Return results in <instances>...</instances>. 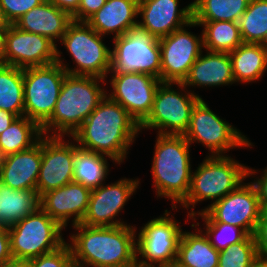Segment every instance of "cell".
Segmentation results:
<instances>
[{
  "instance_id": "cell-1",
  "label": "cell",
  "mask_w": 267,
  "mask_h": 267,
  "mask_svg": "<svg viewBox=\"0 0 267 267\" xmlns=\"http://www.w3.org/2000/svg\"><path fill=\"white\" fill-rule=\"evenodd\" d=\"M138 132L139 124L127 110L106 95L70 137L79 148L108 156L120 165Z\"/></svg>"
},
{
  "instance_id": "cell-2",
  "label": "cell",
  "mask_w": 267,
  "mask_h": 267,
  "mask_svg": "<svg viewBox=\"0 0 267 267\" xmlns=\"http://www.w3.org/2000/svg\"><path fill=\"white\" fill-rule=\"evenodd\" d=\"M77 233L68 243L74 264L87 267H135L137 265L136 227L73 226Z\"/></svg>"
},
{
  "instance_id": "cell-3",
  "label": "cell",
  "mask_w": 267,
  "mask_h": 267,
  "mask_svg": "<svg viewBox=\"0 0 267 267\" xmlns=\"http://www.w3.org/2000/svg\"><path fill=\"white\" fill-rule=\"evenodd\" d=\"M104 81L99 77L67 73L53 114L41 126L43 136H72L107 95L99 84L105 85ZM49 132L51 135H47Z\"/></svg>"
},
{
  "instance_id": "cell-4",
  "label": "cell",
  "mask_w": 267,
  "mask_h": 267,
  "mask_svg": "<svg viewBox=\"0 0 267 267\" xmlns=\"http://www.w3.org/2000/svg\"><path fill=\"white\" fill-rule=\"evenodd\" d=\"M190 143L183 135L158 134L151 167L157 197L172 200V209L188 195L191 184Z\"/></svg>"
},
{
  "instance_id": "cell-5",
  "label": "cell",
  "mask_w": 267,
  "mask_h": 267,
  "mask_svg": "<svg viewBox=\"0 0 267 267\" xmlns=\"http://www.w3.org/2000/svg\"><path fill=\"white\" fill-rule=\"evenodd\" d=\"M256 172L255 169H249L229 155H209L200 163L194 173H191L188 195L180 204L188 210L192 206L191 212H188V217L196 221L194 211L196 203L204 200H214L213 203H215Z\"/></svg>"
},
{
  "instance_id": "cell-6",
  "label": "cell",
  "mask_w": 267,
  "mask_h": 267,
  "mask_svg": "<svg viewBox=\"0 0 267 267\" xmlns=\"http://www.w3.org/2000/svg\"><path fill=\"white\" fill-rule=\"evenodd\" d=\"M86 22L72 21L60 42L73 58L76 67L69 68L62 61L61 51L57 48L56 63L68 74L94 76L106 79L111 70V50Z\"/></svg>"
},
{
  "instance_id": "cell-7",
  "label": "cell",
  "mask_w": 267,
  "mask_h": 267,
  "mask_svg": "<svg viewBox=\"0 0 267 267\" xmlns=\"http://www.w3.org/2000/svg\"><path fill=\"white\" fill-rule=\"evenodd\" d=\"M63 228L41 207L9 227L13 259L29 260L62 247Z\"/></svg>"
},
{
  "instance_id": "cell-8",
  "label": "cell",
  "mask_w": 267,
  "mask_h": 267,
  "mask_svg": "<svg viewBox=\"0 0 267 267\" xmlns=\"http://www.w3.org/2000/svg\"><path fill=\"white\" fill-rule=\"evenodd\" d=\"M174 85L184 94L172 89ZM186 88L183 83L161 82L148 117L139 125L140 132L152 128L159 130L158 134L184 135L190 124L192 109L202 98Z\"/></svg>"
},
{
  "instance_id": "cell-9",
  "label": "cell",
  "mask_w": 267,
  "mask_h": 267,
  "mask_svg": "<svg viewBox=\"0 0 267 267\" xmlns=\"http://www.w3.org/2000/svg\"><path fill=\"white\" fill-rule=\"evenodd\" d=\"M113 41L111 73H146L161 80L158 38L137 26Z\"/></svg>"
},
{
  "instance_id": "cell-10",
  "label": "cell",
  "mask_w": 267,
  "mask_h": 267,
  "mask_svg": "<svg viewBox=\"0 0 267 267\" xmlns=\"http://www.w3.org/2000/svg\"><path fill=\"white\" fill-rule=\"evenodd\" d=\"M217 116L200 98L194 105L184 137L190 143H201L210 156H224L230 149L250 147L252 143L240 130Z\"/></svg>"
},
{
  "instance_id": "cell-11",
  "label": "cell",
  "mask_w": 267,
  "mask_h": 267,
  "mask_svg": "<svg viewBox=\"0 0 267 267\" xmlns=\"http://www.w3.org/2000/svg\"><path fill=\"white\" fill-rule=\"evenodd\" d=\"M66 74L58 63L24 68V116L42 126L53 114Z\"/></svg>"
},
{
  "instance_id": "cell-12",
  "label": "cell",
  "mask_w": 267,
  "mask_h": 267,
  "mask_svg": "<svg viewBox=\"0 0 267 267\" xmlns=\"http://www.w3.org/2000/svg\"><path fill=\"white\" fill-rule=\"evenodd\" d=\"M165 210L163 216L151 219L141 228L136 239L137 265L140 267H163L176 261L178 245L182 235L180 225L169 217Z\"/></svg>"
},
{
  "instance_id": "cell-13",
  "label": "cell",
  "mask_w": 267,
  "mask_h": 267,
  "mask_svg": "<svg viewBox=\"0 0 267 267\" xmlns=\"http://www.w3.org/2000/svg\"><path fill=\"white\" fill-rule=\"evenodd\" d=\"M262 212L255 187L251 182H243L222 199L196 214L204 222L231 224L242 228L248 235H254Z\"/></svg>"
},
{
  "instance_id": "cell-14",
  "label": "cell",
  "mask_w": 267,
  "mask_h": 267,
  "mask_svg": "<svg viewBox=\"0 0 267 267\" xmlns=\"http://www.w3.org/2000/svg\"><path fill=\"white\" fill-rule=\"evenodd\" d=\"M184 27L159 38L162 82L183 83L191 66L202 53V34L196 36Z\"/></svg>"
},
{
  "instance_id": "cell-15",
  "label": "cell",
  "mask_w": 267,
  "mask_h": 267,
  "mask_svg": "<svg viewBox=\"0 0 267 267\" xmlns=\"http://www.w3.org/2000/svg\"><path fill=\"white\" fill-rule=\"evenodd\" d=\"M107 96L123 106L140 125L149 115L160 79L146 73H112Z\"/></svg>"
},
{
  "instance_id": "cell-16",
  "label": "cell",
  "mask_w": 267,
  "mask_h": 267,
  "mask_svg": "<svg viewBox=\"0 0 267 267\" xmlns=\"http://www.w3.org/2000/svg\"><path fill=\"white\" fill-rule=\"evenodd\" d=\"M74 159V142H66L62 136L42 137V160L36 185L39 197L74 181Z\"/></svg>"
},
{
  "instance_id": "cell-17",
  "label": "cell",
  "mask_w": 267,
  "mask_h": 267,
  "mask_svg": "<svg viewBox=\"0 0 267 267\" xmlns=\"http://www.w3.org/2000/svg\"><path fill=\"white\" fill-rule=\"evenodd\" d=\"M57 45L47 37L10 24L5 36L4 64L18 68L56 63Z\"/></svg>"
},
{
  "instance_id": "cell-18",
  "label": "cell",
  "mask_w": 267,
  "mask_h": 267,
  "mask_svg": "<svg viewBox=\"0 0 267 267\" xmlns=\"http://www.w3.org/2000/svg\"><path fill=\"white\" fill-rule=\"evenodd\" d=\"M139 179H121L115 183H104L93 189L87 212L80 224L87 226H119L126 225L125 222L114 219L131 195L139 186ZM115 220V221H114Z\"/></svg>"
},
{
  "instance_id": "cell-19",
  "label": "cell",
  "mask_w": 267,
  "mask_h": 267,
  "mask_svg": "<svg viewBox=\"0 0 267 267\" xmlns=\"http://www.w3.org/2000/svg\"><path fill=\"white\" fill-rule=\"evenodd\" d=\"M178 7L179 0H139L138 15L142 21L138 20L137 26L158 39L183 26H198L193 20L192 3Z\"/></svg>"
},
{
  "instance_id": "cell-20",
  "label": "cell",
  "mask_w": 267,
  "mask_h": 267,
  "mask_svg": "<svg viewBox=\"0 0 267 267\" xmlns=\"http://www.w3.org/2000/svg\"><path fill=\"white\" fill-rule=\"evenodd\" d=\"M91 189L72 181L40 197V207L63 229L73 217L72 226L80 224L87 212Z\"/></svg>"
},
{
  "instance_id": "cell-21",
  "label": "cell",
  "mask_w": 267,
  "mask_h": 267,
  "mask_svg": "<svg viewBox=\"0 0 267 267\" xmlns=\"http://www.w3.org/2000/svg\"><path fill=\"white\" fill-rule=\"evenodd\" d=\"M42 160V138L32 147L4 156L1 184L15 190L36 189Z\"/></svg>"
},
{
  "instance_id": "cell-22",
  "label": "cell",
  "mask_w": 267,
  "mask_h": 267,
  "mask_svg": "<svg viewBox=\"0 0 267 267\" xmlns=\"http://www.w3.org/2000/svg\"><path fill=\"white\" fill-rule=\"evenodd\" d=\"M139 0H107L86 23L101 36L114 34L122 36L137 27Z\"/></svg>"
},
{
  "instance_id": "cell-23",
  "label": "cell",
  "mask_w": 267,
  "mask_h": 267,
  "mask_svg": "<svg viewBox=\"0 0 267 267\" xmlns=\"http://www.w3.org/2000/svg\"><path fill=\"white\" fill-rule=\"evenodd\" d=\"M72 21V16L68 12L45 0L22 15L14 25L23 31L47 37L56 44Z\"/></svg>"
},
{
  "instance_id": "cell-24",
  "label": "cell",
  "mask_w": 267,
  "mask_h": 267,
  "mask_svg": "<svg viewBox=\"0 0 267 267\" xmlns=\"http://www.w3.org/2000/svg\"><path fill=\"white\" fill-rule=\"evenodd\" d=\"M207 51L201 53L183 84L186 87H218L235 83L229 53Z\"/></svg>"
},
{
  "instance_id": "cell-25",
  "label": "cell",
  "mask_w": 267,
  "mask_h": 267,
  "mask_svg": "<svg viewBox=\"0 0 267 267\" xmlns=\"http://www.w3.org/2000/svg\"><path fill=\"white\" fill-rule=\"evenodd\" d=\"M219 251L211 244L203 230L182 232L176 262L184 267H218Z\"/></svg>"
},
{
  "instance_id": "cell-26",
  "label": "cell",
  "mask_w": 267,
  "mask_h": 267,
  "mask_svg": "<svg viewBox=\"0 0 267 267\" xmlns=\"http://www.w3.org/2000/svg\"><path fill=\"white\" fill-rule=\"evenodd\" d=\"M229 56L235 82H256L266 72L267 51L260 44L242 43Z\"/></svg>"
},
{
  "instance_id": "cell-27",
  "label": "cell",
  "mask_w": 267,
  "mask_h": 267,
  "mask_svg": "<svg viewBox=\"0 0 267 267\" xmlns=\"http://www.w3.org/2000/svg\"><path fill=\"white\" fill-rule=\"evenodd\" d=\"M39 207L36 189L15 190L0 184V224L10 227Z\"/></svg>"
},
{
  "instance_id": "cell-28",
  "label": "cell",
  "mask_w": 267,
  "mask_h": 267,
  "mask_svg": "<svg viewBox=\"0 0 267 267\" xmlns=\"http://www.w3.org/2000/svg\"><path fill=\"white\" fill-rule=\"evenodd\" d=\"M43 137L41 126L27 118L17 117L0 134V154L6 156L28 149Z\"/></svg>"
},
{
  "instance_id": "cell-29",
  "label": "cell",
  "mask_w": 267,
  "mask_h": 267,
  "mask_svg": "<svg viewBox=\"0 0 267 267\" xmlns=\"http://www.w3.org/2000/svg\"><path fill=\"white\" fill-rule=\"evenodd\" d=\"M108 156L83 150L75 143L73 180L93 190L103 184L109 172Z\"/></svg>"
},
{
  "instance_id": "cell-30",
  "label": "cell",
  "mask_w": 267,
  "mask_h": 267,
  "mask_svg": "<svg viewBox=\"0 0 267 267\" xmlns=\"http://www.w3.org/2000/svg\"><path fill=\"white\" fill-rule=\"evenodd\" d=\"M0 109L24 116L23 68L0 64Z\"/></svg>"
},
{
  "instance_id": "cell-31",
  "label": "cell",
  "mask_w": 267,
  "mask_h": 267,
  "mask_svg": "<svg viewBox=\"0 0 267 267\" xmlns=\"http://www.w3.org/2000/svg\"><path fill=\"white\" fill-rule=\"evenodd\" d=\"M196 23L198 26L204 27L202 30L203 49L230 53L243 43L238 22L212 21Z\"/></svg>"
},
{
  "instance_id": "cell-32",
  "label": "cell",
  "mask_w": 267,
  "mask_h": 267,
  "mask_svg": "<svg viewBox=\"0 0 267 267\" xmlns=\"http://www.w3.org/2000/svg\"><path fill=\"white\" fill-rule=\"evenodd\" d=\"M250 0H195L192 2L195 22H238Z\"/></svg>"
},
{
  "instance_id": "cell-33",
  "label": "cell",
  "mask_w": 267,
  "mask_h": 267,
  "mask_svg": "<svg viewBox=\"0 0 267 267\" xmlns=\"http://www.w3.org/2000/svg\"><path fill=\"white\" fill-rule=\"evenodd\" d=\"M238 26L243 43L260 44L267 33V0H250Z\"/></svg>"
},
{
  "instance_id": "cell-34",
  "label": "cell",
  "mask_w": 267,
  "mask_h": 267,
  "mask_svg": "<svg viewBox=\"0 0 267 267\" xmlns=\"http://www.w3.org/2000/svg\"><path fill=\"white\" fill-rule=\"evenodd\" d=\"M258 257L254 235L219 251L218 267H251Z\"/></svg>"
},
{
  "instance_id": "cell-35",
  "label": "cell",
  "mask_w": 267,
  "mask_h": 267,
  "mask_svg": "<svg viewBox=\"0 0 267 267\" xmlns=\"http://www.w3.org/2000/svg\"><path fill=\"white\" fill-rule=\"evenodd\" d=\"M204 224L206 228L204 234L217 251L225 250L248 236L242 228L231 224L222 222H204Z\"/></svg>"
},
{
  "instance_id": "cell-36",
  "label": "cell",
  "mask_w": 267,
  "mask_h": 267,
  "mask_svg": "<svg viewBox=\"0 0 267 267\" xmlns=\"http://www.w3.org/2000/svg\"><path fill=\"white\" fill-rule=\"evenodd\" d=\"M30 260L31 267H73L74 260L68 243L48 254Z\"/></svg>"
},
{
  "instance_id": "cell-37",
  "label": "cell",
  "mask_w": 267,
  "mask_h": 267,
  "mask_svg": "<svg viewBox=\"0 0 267 267\" xmlns=\"http://www.w3.org/2000/svg\"><path fill=\"white\" fill-rule=\"evenodd\" d=\"M45 0H0V7L10 24H14L19 18L31 9L42 4Z\"/></svg>"
},
{
  "instance_id": "cell-38",
  "label": "cell",
  "mask_w": 267,
  "mask_h": 267,
  "mask_svg": "<svg viewBox=\"0 0 267 267\" xmlns=\"http://www.w3.org/2000/svg\"><path fill=\"white\" fill-rule=\"evenodd\" d=\"M107 0H80L78 10L72 15V19L78 22H86L98 10H100Z\"/></svg>"
},
{
  "instance_id": "cell-39",
  "label": "cell",
  "mask_w": 267,
  "mask_h": 267,
  "mask_svg": "<svg viewBox=\"0 0 267 267\" xmlns=\"http://www.w3.org/2000/svg\"><path fill=\"white\" fill-rule=\"evenodd\" d=\"M258 256L267 258V211H263L254 234Z\"/></svg>"
},
{
  "instance_id": "cell-40",
  "label": "cell",
  "mask_w": 267,
  "mask_h": 267,
  "mask_svg": "<svg viewBox=\"0 0 267 267\" xmlns=\"http://www.w3.org/2000/svg\"><path fill=\"white\" fill-rule=\"evenodd\" d=\"M11 259L9 227L0 224V267Z\"/></svg>"
},
{
  "instance_id": "cell-41",
  "label": "cell",
  "mask_w": 267,
  "mask_h": 267,
  "mask_svg": "<svg viewBox=\"0 0 267 267\" xmlns=\"http://www.w3.org/2000/svg\"><path fill=\"white\" fill-rule=\"evenodd\" d=\"M251 183L256 189L262 211H267V167L261 178H256Z\"/></svg>"
},
{
  "instance_id": "cell-42",
  "label": "cell",
  "mask_w": 267,
  "mask_h": 267,
  "mask_svg": "<svg viewBox=\"0 0 267 267\" xmlns=\"http://www.w3.org/2000/svg\"><path fill=\"white\" fill-rule=\"evenodd\" d=\"M71 16L78 10L80 0H47Z\"/></svg>"
},
{
  "instance_id": "cell-43",
  "label": "cell",
  "mask_w": 267,
  "mask_h": 267,
  "mask_svg": "<svg viewBox=\"0 0 267 267\" xmlns=\"http://www.w3.org/2000/svg\"><path fill=\"white\" fill-rule=\"evenodd\" d=\"M16 118L17 116L13 113L0 109V134L8 128Z\"/></svg>"
},
{
  "instance_id": "cell-44",
  "label": "cell",
  "mask_w": 267,
  "mask_h": 267,
  "mask_svg": "<svg viewBox=\"0 0 267 267\" xmlns=\"http://www.w3.org/2000/svg\"><path fill=\"white\" fill-rule=\"evenodd\" d=\"M1 267H31V265H30V260L11 259Z\"/></svg>"
},
{
  "instance_id": "cell-45",
  "label": "cell",
  "mask_w": 267,
  "mask_h": 267,
  "mask_svg": "<svg viewBox=\"0 0 267 267\" xmlns=\"http://www.w3.org/2000/svg\"><path fill=\"white\" fill-rule=\"evenodd\" d=\"M8 28H0V64H4L5 36Z\"/></svg>"
},
{
  "instance_id": "cell-46",
  "label": "cell",
  "mask_w": 267,
  "mask_h": 267,
  "mask_svg": "<svg viewBox=\"0 0 267 267\" xmlns=\"http://www.w3.org/2000/svg\"><path fill=\"white\" fill-rule=\"evenodd\" d=\"M251 267H267V258L258 256L252 263Z\"/></svg>"
},
{
  "instance_id": "cell-47",
  "label": "cell",
  "mask_w": 267,
  "mask_h": 267,
  "mask_svg": "<svg viewBox=\"0 0 267 267\" xmlns=\"http://www.w3.org/2000/svg\"><path fill=\"white\" fill-rule=\"evenodd\" d=\"M10 23L6 19L2 8L0 7V28H8Z\"/></svg>"
},
{
  "instance_id": "cell-48",
  "label": "cell",
  "mask_w": 267,
  "mask_h": 267,
  "mask_svg": "<svg viewBox=\"0 0 267 267\" xmlns=\"http://www.w3.org/2000/svg\"><path fill=\"white\" fill-rule=\"evenodd\" d=\"M3 167H4V156L0 154V184L2 182Z\"/></svg>"
},
{
  "instance_id": "cell-49",
  "label": "cell",
  "mask_w": 267,
  "mask_h": 267,
  "mask_svg": "<svg viewBox=\"0 0 267 267\" xmlns=\"http://www.w3.org/2000/svg\"><path fill=\"white\" fill-rule=\"evenodd\" d=\"M260 45L267 51V33L264 36L262 42L260 43Z\"/></svg>"
},
{
  "instance_id": "cell-50",
  "label": "cell",
  "mask_w": 267,
  "mask_h": 267,
  "mask_svg": "<svg viewBox=\"0 0 267 267\" xmlns=\"http://www.w3.org/2000/svg\"><path fill=\"white\" fill-rule=\"evenodd\" d=\"M163 267H184L181 266L179 263H177L176 261L170 263L169 265L163 266Z\"/></svg>"
},
{
  "instance_id": "cell-51",
  "label": "cell",
  "mask_w": 267,
  "mask_h": 267,
  "mask_svg": "<svg viewBox=\"0 0 267 267\" xmlns=\"http://www.w3.org/2000/svg\"><path fill=\"white\" fill-rule=\"evenodd\" d=\"M73 267H83V266H79V265H76V264H74V266Z\"/></svg>"
}]
</instances>
